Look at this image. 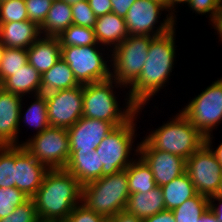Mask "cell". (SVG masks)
Wrapping results in <instances>:
<instances>
[{
  "label": "cell",
  "mask_w": 222,
  "mask_h": 222,
  "mask_svg": "<svg viewBox=\"0 0 222 222\" xmlns=\"http://www.w3.org/2000/svg\"><path fill=\"white\" fill-rule=\"evenodd\" d=\"M115 222H142V219L137 218L134 214L122 210L111 217Z\"/></svg>",
  "instance_id": "obj_44"
},
{
  "label": "cell",
  "mask_w": 222,
  "mask_h": 222,
  "mask_svg": "<svg viewBox=\"0 0 222 222\" xmlns=\"http://www.w3.org/2000/svg\"><path fill=\"white\" fill-rule=\"evenodd\" d=\"M63 1L67 2L69 5H72V4L78 3L79 1H82V0H63Z\"/></svg>",
  "instance_id": "obj_50"
},
{
  "label": "cell",
  "mask_w": 222,
  "mask_h": 222,
  "mask_svg": "<svg viewBox=\"0 0 222 222\" xmlns=\"http://www.w3.org/2000/svg\"><path fill=\"white\" fill-rule=\"evenodd\" d=\"M114 128L111 122L82 116L67 129L70 151H95Z\"/></svg>",
  "instance_id": "obj_15"
},
{
  "label": "cell",
  "mask_w": 222,
  "mask_h": 222,
  "mask_svg": "<svg viewBox=\"0 0 222 222\" xmlns=\"http://www.w3.org/2000/svg\"><path fill=\"white\" fill-rule=\"evenodd\" d=\"M204 136L212 134L222 121V77L179 110Z\"/></svg>",
  "instance_id": "obj_9"
},
{
  "label": "cell",
  "mask_w": 222,
  "mask_h": 222,
  "mask_svg": "<svg viewBox=\"0 0 222 222\" xmlns=\"http://www.w3.org/2000/svg\"><path fill=\"white\" fill-rule=\"evenodd\" d=\"M106 217L89 210L84 204L75 206L64 222H104Z\"/></svg>",
  "instance_id": "obj_38"
},
{
  "label": "cell",
  "mask_w": 222,
  "mask_h": 222,
  "mask_svg": "<svg viewBox=\"0 0 222 222\" xmlns=\"http://www.w3.org/2000/svg\"><path fill=\"white\" fill-rule=\"evenodd\" d=\"M153 38L151 36L129 35L110 52L111 78L124 86V90L138 79Z\"/></svg>",
  "instance_id": "obj_7"
},
{
  "label": "cell",
  "mask_w": 222,
  "mask_h": 222,
  "mask_svg": "<svg viewBox=\"0 0 222 222\" xmlns=\"http://www.w3.org/2000/svg\"><path fill=\"white\" fill-rule=\"evenodd\" d=\"M198 222H219L215 214L208 208V210L198 219Z\"/></svg>",
  "instance_id": "obj_48"
},
{
  "label": "cell",
  "mask_w": 222,
  "mask_h": 222,
  "mask_svg": "<svg viewBox=\"0 0 222 222\" xmlns=\"http://www.w3.org/2000/svg\"><path fill=\"white\" fill-rule=\"evenodd\" d=\"M61 47L100 45L97 42L94 29L72 24L58 37Z\"/></svg>",
  "instance_id": "obj_30"
},
{
  "label": "cell",
  "mask_w": 222,
  "mask_h": 222,
  "mask_svg": "<svg viewBox=\"0 0 222 222\" xmlns=\"http://www.w3.org/2000/svg\"><path fill=\"white\" fill-rule=\"evenodd\" d=\"M28 20L36 23L39 27L45 22L48 11L51 8L52 0H24Z\"/></svg>",
  "instance_id": "obj_37"
},
{
  "label": "cell",
  "mask_w": 222,
  "mask_h": 222,
  "mask_svg": "<svg viewBox=\"0 0 222 222\" xmlns=\"http://www.w3.org/2000/svg\"><path fill=\"white\" fill-rule=\"evenodd\" d=\"M79 85L80 84L75 79L73 71L61 58L42 75L40 94L70 89Z\"/></svg>",
  "instance_id": "obj_25"
},
{
  "label": "cell",
  "mask_w": 222,
  "mask_h": 222,
  "mask_svg": "<svg viewBox=\"0 0 222 222\" xmlns=\"http://www.w3.org/2000/svg\"><path fill=\"white\" fill-rule=\"evenodd\" d=\"M193 13L207 15L211 21L218 9L222 6V0H190L188 5Z\"/></svg>",
  "instance_id": "obj_39"
},
{
  "label": "cell",
  "mask_w": 222,
  "mask_h": 222,
  "mask_svg": "<svg viewBox=\"0 0 222 222\" xmlns=\"http://www.w3.org/2000/svg\"><path fill=\"white\" fill-rule=\"evenodd\" d=\"M114 84V85H113ZM123 88L114 79L83 85V117L111 122L115 127L126 123L137 107L126 97L125 109L120 107L113 88ZM127 100V102H126Z\"/></svg>",
  "instance_id": "obj_3"
},
{
  "label": "cell",
  "mask_w": 222,
  "mask_h": 222,
  "mask_svg": "<svg viewBox=\"0 0 222 222\" xmlns=\"http://www.w3.org/2000/svg\"><path fill=\"white\" fill-rule=\"evenodd\" d=\"M41 36L40 27L30 20L0 23V41L5 47L28 49Z\"/></svg>",
  "instance_id": "obj_18"
},
{
  "label": "cell",
  "mask_w": 222,
  "mask_h": 222,
  "mask_svg": "<svg viewBox=\"0 0 222 222\" xmlns=\"http://www.w3.org/2000/svg\"><path fill=\"white\" fill-rule=\"evenodd\" d=\"M209 198L196 194L187 199L183 204L174 208L172 213L176 222H198V219L208 210Z\"/></svg>",
  "instance_id": "obj_29"
},
{
  "label": "cell",
  "mask_w": 222,
  "mask_h": 222,
  "mask_svg": "<svg viewBox=\"0 0 222 222\" xmlns=\"http://www.w3.org/2000/svg\"><path fill=\"white\" fill-rule=\"evenodd\" d=\"M102 166L96 151H70L65 169L83 186L102 177Z\"/></svg>",
  "instance_id": "obj_20"
},
{
  "label": "cell",
  "mask_w": 222,
  "mask_h": 222,
  "mask_svg": "<svg viewBox=\"0 0 222 222\" xmlns=\"http://www.w3.org/2000/svg\"><path fill=\"white\" fill-rule=\"evenodd\" d=\"M176 29L151 40L147 59L138 79L129 87L126 96L136 106H145L169 82L176 55Z\"/></svg>",
  "instance_id": "obj_1"
},
{
  "label": "cell",
  "mask_w": 222,
  "mask_h": 222,
  "mask_svg": "<svg viewBox=\"0 0 222 222\" xmlns=\"http://www.w3.org/2000/svg\"><path fill=\"white\" fill-rule=\"evenodd\" d=\"M73 24L93 28L97 16L89 6L88 0H82L71 5Z\"/></svg>",
  "instance_id": "obj_36"
},
{
  "label": "cell",
  "mask_w": 222,
  "mask_h": 222,
  "mask_svg": "<svg viewBox=\"0 0 222 222\" xmlns=\"http://www.w3.org/2000/svg\"><path fill=\"white\" fill-rule=\"evenodd\" d=\"M138 155L150 167L155 183L161 187L186 172V160L182 157L156 150L145 138L138 145Z\"/></svg>",
  "instance_id": "obj_14"
},
{
  "label": "cell",
  "mask_w": 222,
  "mask_h": 222,
  "mask_svg": "<svg viewBox=\"0 0 222 222\" xmlns=\"http://www.w3.org/2000/svg\"><path fill=\"white\" fill-rule=\"evenodd\" d=\"M125 210L142 220L166 210L161 187L156 186L145 193L130 194Z\"/></svg>",
  "instance_id": "obj_23"
},
{
  "label": "cell",
  "mask_w": 222,
  "mask_h": 222,
  "mask_svg": "<svg viewBox=\"0 0 222 222\" xmlns=\"http://www.w3.org/2000/svg\"><path fill=\"white\" fill-rule=\"evenodd\" d=\"M52 127L69 128L83 115V85L45 94Z\"/></svg>",
  "instance_id": "obj_13"
},
{
  "label": "cell",
  "mask_w": 222,
  "mask_h": 222,
  "mask_svg": "<svg viewBox=\"0 0 222 222\" xmlns=\"http://www.w3.org/2000/svg\"><path fill=\"white\" fill-rule=\"evenodd\" d=\"M161 190L166 210H173L197 194L195 186L186 172L161 186Z\"/></svg>",
  "instance_id": "obj_26"
},
{
  "label": "cell",
  "mask_w": 222,
  "mask_h": 222,
  "mask_svg": "<svg viewBox=\"0 0 222 222\" xmlns=\"http://www.w3.org/2000/svg\"><path fill=\"white\" fill-rule=\"evenodd\" d=\"M213 134L208 135L205 137V144L211 149V151L214 153V155L216 156L218 162L221 164L222 166V142L220 145L217 146V148L214 150L213 147Z\"/></svg>",
  "instance_id": "obj_47"
},
{
  "label": "cell",
  "mask_w": 222,
  "mask_h": 222,
  "mask_svg": "<svg viewBox=\"0 0 222 222\" xmlns=\"http://www.w3.org/2000/svg\"><path fill=\"white\" fill-rule=\"evenodd\" d=\"M48 170L22 145L15 146V187L28 198L37 192Z\"/></svg>",
  "instance_id": "obj_16"
},
{
  "label": "cell",
  "mask_w": 222,
  "mask_h": 222,
  "mask_svg": "<svg viewBox=\"0 0 222 222\" xmlns=\"http://www.w3.org/2000/svg\"><path fill=\"white\" fill-rule=\"evenodd\" d=\"M137 158L125 169L130 194L145 193L157 186L150 167L140 156Z\"/></svg>",
  "instance_id": "obj_27"
},
{
  "label": "cell",
  "mask_w": 222,
  "mask_h": 222,
  "mask_svg": "<svg viewBox=\"0 0 222 222\" xmlns=\"http://www.w3.org/2000/svg\"><path fill=\"white\" fill-rule=\"evenodd\" d=\"M136 0H111L112 13L125 18L129 8Z\"/></svg>",
  "instance_id": "obj_41"
},
{
  "label": "cell",
  "mask_w": 222,
  "mask_h": 222,
  "mask_svg": "<svg viewBox=\"0 0 222 222\" xmlns=\"http://www.w3.org/2000/svg\"><path fill=\"white\" fill-rule=\"evenodd\" d=\"M4 50H5V46L0 41V63H1V60H2V55H3Z\"/></svg>",
  "instance_id": "obj_49"
},
{
  "label": "cell",
  "mask_w": 222,
  "mask_h": 222,
  "mask_svg": "<svg viewBox=\"0 0 222 222\" xmlns=\"http://www.w3.org/2000/svg\"><path fill=\"white\" fill-rule=\"evenodd\" d=\"M28 63L41 75L61 59V45L57 37L41 36L27 49Z\"/></svg>",
  "instance_id": "obj_21"
},
{
  "label": "cell",
  "mask_w": 222,
  "mask_h": 222,
  "mask_svg": "<svg viewBox=\"0 0 222 222\" xmlns=\"http://www.w3.org/2000/svg\"><path fill=\"white\" fill-rule=\"evenodd\" d=\"M42 75L33 68L29 63H26L18 71L13 72V75L7 77L1 84L4 90L15 95H37L40 94ZM31 93V94H30Z\"/></svg>",
  "instance_id": "obj_22"
},
{
  "label": "cell",
  "mask_w": 222,
  "mask_h": 222,
  "mask_svg": "<svg viewBox=\"0 0 222 222\" xmlns=\"http://www.w3.org/2000/svg\"><path fill=\"white\" fill-rule=\"evenodd\" d=\"M73 24L71 5L63 0H55L40 27L44 37H58Z\"/></svg>",
  "instance_id": "obj_24"
},
{
  "label": "cell",
  "mask_w": 222,
  "mask_h": 222,
  "mask_svg": "<svg viewBox=\"0 0 222 222\" xmlns=\"http://www.w3.org/2000/svg\"><path fill=\"white\" fill-rule=\"evenodd\" d=\"M0 187H15V146H0Z\"/></svg>",
  "instance_id": "obj_32"
},
{
  "label": "cell",
  "mask_w": 222,
  "mask_h": 222,
  "mask_svg": "<svg viewBox=\"0 0 222 222\" xmlns=\"http://www.w3.org/2000/svg\"><path fill=\"white\" fill-rule=\"evenodd\" d=\"M154 1H159L165 4L167 0H154Z\"/></svg>",
  "instance_id": "obj_53"
},
{
  "label": "cell",
  "mask_w": 222,
  "mask_h": 222,
  "mask_svg": "<svg viewBox=\"0 0 222 222\" xmlns=\"http://www.w3.org/2000/svg\"><path fill=\"white\" fill-rule=\"evenodd\" d=\"M88 3L97 17L112 12L111 0H88Z\"/></svg>",
  "instance_id": "obj_40"
},
{
  "label": "cell",
  "mask_w": 222,
  "mask_h": 222,
  "mask_svg": "<svg viewBox=\"0 0 222 222\" xmlns=\"http://www.w3.org/2000/svg\"><path fill=\"white\" fill-rule=\"evenodd\" d=\"M28 197L16 187H0V219L13 213L16 206L25 202Z\"/></svg>",
  "instance_id": "obj_34"
},
{
  "label": "cell",
  "mask_w": 222,
  "mask_h": 222,
  "mask_svg": "<svg viewBox=\"0 0 222 222\" xmlns=\"http://www.w3.org/2000/svg\"><path fill=\"white\" fill-rule=\"evenodd\" d=\"M142 222H176L172 210H164L153 216L145 218Z\"/></svg>",
  "instance_id": "obj_42"
},
{
  "label": "cell",
  "mask_w": 222,
  "mask_h": 222,
  "mask_svg": "<svg viewBox=\"0 0 222 222\" xmlns=\"http://www.w3.org/2000/svg\"><path fill=\"white\" fill-rule=\"evenodd\" d=\"M161 11H167L162 2L136 0L124 18L128 34L156 37L168 33L175 27L174 18L171 14H167V17L159 23L160 25H156L161 18Z\"/></svg>",
  "instance_id": "obj_11"
},
{
  "label": "cell",
  "mask_w": 222,
  "mask_h": 222,
  "mask_svg": "<svg viewBox=\"0 0 222 222\" xmlns=\"http://www.w3.org/2000/svg\"><path fill=\"white\" fill-rule=\"evenodd\" d=\"M218 201V204L215 202ZM209 209L215 214L217 220L222 222V196L214 195L209 197Z\"/></svg>",
  "instance_id": "obj_43"
},
{
  "label": "cell",
  "mask_w": 222,
  "mask_h": 222,
  "mask_svg": "<svg viewBox=\"0 0 222 222\" xmlns=\"http://www.w3.org/2000/svg\"><path fill=\"white\" fill-rule=\"evenodd\" d=\"M19 145L48 169H65L70 157L69 136L63 127L49 126Z\"/></svg>",
  "instance_id": "obj_10"
},
{
  "label": "cell",
  "mask_w": 222,
  "mask_h": 222,
  "mask_svg": "<svg viewBox=\"0 0 222 222\" xmlns=\"http://www.w3.org/2000/svg\"><path fill=\"white\" fill-rule=\"evenodd\" d=\"M28 63L27 49L5 47L0 63V84Z\"/></svg>",
  "instance_id": "obj_31"
},
{
  "label": "cell",
  "mask_w": 222,
  "mask_h": 222,
  "mask_svg": "<svg viewBox=\"0 0 222 222\" xmlns=\"http://www.w3.org/2000/svg\"><path fill=\"white\" fill-rule=\"evenodd\" d=\"M93 29L97 42L109 52L129 36L125 19L112 12L97 17Z\"/></svg>",
  "instance_id": "obj_19"
},
{
  "label": "cell",
  "mask_w": 222,
  "mask_h": 222,
  "mask_svg": "<svg viewBox=\"0 0 222 222\" xmlns=\"http://www.w3.org/2000/svg\"><path fill=\"white\" fill-rule=\"evenodd\" d=\"M129 196L127 172L123 170L83 185L81 203L108 218L125 210Z\"/></svg>",
  "instance_id": "obj_4"
},
{
  "label": "cell",
  "mask_w": 222,
  "mask_h": 222,
  "mask_svg": "<svg viewBox=\"0 0 222 222\" xmlns=\"http://www.w3.org/2000/svg\"><path fill=\"white\" fill-rule=\"evenodd\" d=\"M186 173L198 194L208 198L218 195L222 182V166L206 144L186 160Z\"/></svg>",
  "instance_id": "obj_12"
},
{
  "label": "cell",
  "mask_w": 222,
  "mask_h": 222,
  "mask_svg": "<svg viewBox=\"0 0 222 222\" xmlns=\"http://www.w3.org/2000/svg\"><path fill=\"white\" fill-rule=\"evenodd\" d=\"M144 108V106L137 107V112L126 123L116 126L95 149L103 164L102 177L125 170L135 160L130 157L132 150L136 152L133 156H138L139 144H136V149L132 147L137 135L136 119Z\"/></svg>",
  "instance_id": "obj_6"
},
{
  "label": "cell",
  "mask_w": 222,
  "mask_h": 222,
  "mask_svg": "<svg viewBox=\"0 0 222 222\" xmlns=\"http://www.w3.org/2000/svg\"><path fill=\"white\" fill-rule=\"evenodd\" d=\"M23 97L0 87V146H18Z\"/></svg>",
  "instance_id": "obj_17"
},
{
  "label": "cell",
  "mask_w": 222,
  "mask_h": 222,
  "mask_svg": "<svg viewBox=\"0 0 222 222\" xmlns=\"http://www.w3.org/2000/svg\"><path fill=\"white\" fill-rule=\"evenodd\" d=\"M0 222H40L32 198L16 206L13 213L0 219Z\"/></svg>",
  "instance_id": "obj_35"
},
{
  "label": "cell",
  "mask_w": 222,
  "mask_h": 222,
  "mask_svg": "<svg viewBox=\"0 0 222 222\" xmlns=\"http://www.w3.org/2000/svg\"><path fill=\"white\" fill-rule=\"evenodd\" d=\"M145 139L159 151H166L187 160L205 144V137L179 111Z\"/></svg>",
  "instance_id": "obj_5"
},
{
  "label": "cell",
  "mask_w": 222,
  "mask_h": 222,
  "mask_svg": "<svg viewBox=\"0 0 222 222\" xmlns=\"http://www.w3.org/2000/svg\"><path fill=\"white\" fill-rule=\"evenodd\" d=\"M218 195L222 196V182H221V187H220V190L218 192Z\"/></svg>",
  "instance_id": "obj_52"
},
{
  "label": "cell",
  "mask_w": 222,
  "mask_h": 222,
  "mask_svg": "<svg viewBox=\"0 0 222 222\" xmlns=\"http://www.w3.org/2000/svg\"><path fill=\"white\" fill-rule=\"evenodd\" d=\"M31 198L40 222H64L81 203L82 185L66 169H49Z\"/></svg>",
  "instance_id": "obj_2"
},
{
  "label": "cell",
  "mask_w": 222,
  "mask_h": 222,
  "mask_svg": "<svg viewBox=\"0 0 222 222\" xmlns=\"http://www.w3.org/2000/svg\"><path fill=\"white\" fill-rule=\"evenodd\" d=\"M105 49L101 45L61 47V58L69 65L80 85L101 82L111 78V65H108L111 64L108 60L111 54L102 53ZM103 54L108 56L105 57L107 61Z\"/></svg>",
  "instance_id": "obj_8"
},
{
  "label": "cell",
  "mask_w": 222,
  "mask_h": 222,
  "mask_svg": "<svg viewBox=\"0 0 222 222\" xmlns=\"http://www.w3.org/2000/svg\"><path fill=\"white\" fill-rule=\"evenodd\" d=\"M28 20L24 0L0 1V23L19 22Z\"/></svg>",
  "instance_id": "obj_33"
},
{
  "label": "cell",
  "mask_w": 222,
  "mask_h": 222,
  "mask_svg": "<svg viewBox=\"0 0 222 222\" xmlns=\"http://www.w3.org/2000/svg\"><path fill=\"white\" fill-rule=\"evenodd\" d=\"M189 1L190 0H167L166 1L165 7L167 9L168 14H171V16L174 18L175 25H176V22H177L176 21L177 17H176V14H175V12L177 13V11H175L176 10L175 6L177 5L176 7H178V5L181 4V3H182V5L183 4L188 5Z\"/></svg>",
  "instance_id": "obj_45"
},
{
  "label": "cell",
  "mask_w": 222,
  "mask_h": 222,
  "mask_svg": "<svg viewBox=\"0 0 222 222\" xmlns=\"http://www.w3.org/2000/svg\"><path fill=\"white\" fill-rule=\"evenodd\" d=\"M104 222H115L111 217L105 218Z\"/></svg>",
  "instance_id": "obj_51"
},
{
  "label": "cell",
  "mask_w": 222,
  "mask_h": 222,
  "mask_svg": "<svg viewBox=\"0 0 222 222\" xmlns=\"http://www.w3.org/2000/svg\"><path fill=\"white\" fill-rule=\"evenodd\" d=\"M211 22V25L213 26L215 31H217V35H219V41L221 38L222 42V6L218 9Z\"/></svg>",
  "instance_id": "obj_46"
},
{
  "label": "cell",
  "mask_w": 222,
  "mask_h": 222,
  "mask_svg": "<svg viewBox=\"0 0 222 222\" xmlns=\"http://www.w3.org/2000/svg\"><path fill=\"white\" fill-rule=\"evenodd\" d=\"M35 99L31 101L30 106L25 110L23 114V106L20 108V123L23 122L28 126L34 127L33 130L37 132L34 135L42 133L46 128L50 126L48 120L47 101L45 94L32 95ZM24 115V116H23ZM23 117V118H22Z\"/></svg>",
  "instance_id": "obj_28"
}]
</instances>
